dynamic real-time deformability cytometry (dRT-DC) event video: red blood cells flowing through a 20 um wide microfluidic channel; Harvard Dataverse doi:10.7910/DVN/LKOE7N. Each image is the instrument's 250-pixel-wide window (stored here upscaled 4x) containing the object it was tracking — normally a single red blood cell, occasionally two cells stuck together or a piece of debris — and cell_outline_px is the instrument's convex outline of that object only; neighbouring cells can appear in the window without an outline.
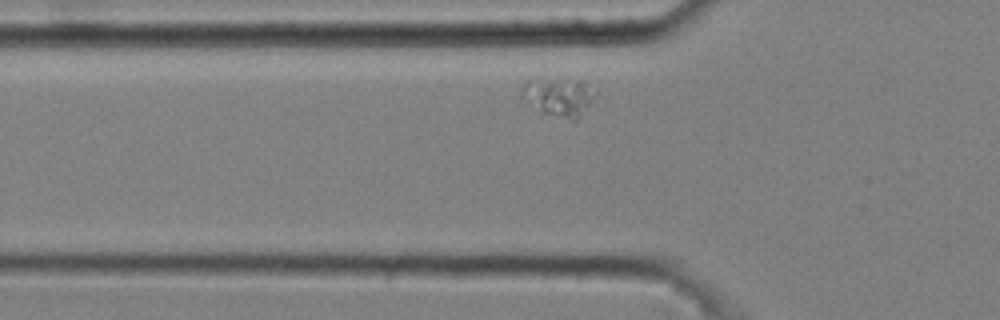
{"species": "common noctule bat (a hibernating species)", "species_latin": "Nyctalus noctula", "temperature_condition": "cold", "stored_images_in_passage": 7, "segment_of_instrument_passage": [2, 2], "camera_frame_rate_fps": 3000, "um_per_image_px": 0.085, "animal": {"sex": "male", "body_mass_g": 20.4}, "frame": {"image": 1, "passage_image": 7, "time_ms": 2.0, "image_size_px": [1000, 320], "cell_outline_px": [[592, 96], [588, 104], [580, 116], [576, 120], [572, 120], [544, 112], [520, 96], [520, 92], [524, 84], [528, 80], [584, 80]], "centroid_in_image_um": [47.43, 8.23], "position_along_channel_um": 78.4, "area_um2": 15.26}}